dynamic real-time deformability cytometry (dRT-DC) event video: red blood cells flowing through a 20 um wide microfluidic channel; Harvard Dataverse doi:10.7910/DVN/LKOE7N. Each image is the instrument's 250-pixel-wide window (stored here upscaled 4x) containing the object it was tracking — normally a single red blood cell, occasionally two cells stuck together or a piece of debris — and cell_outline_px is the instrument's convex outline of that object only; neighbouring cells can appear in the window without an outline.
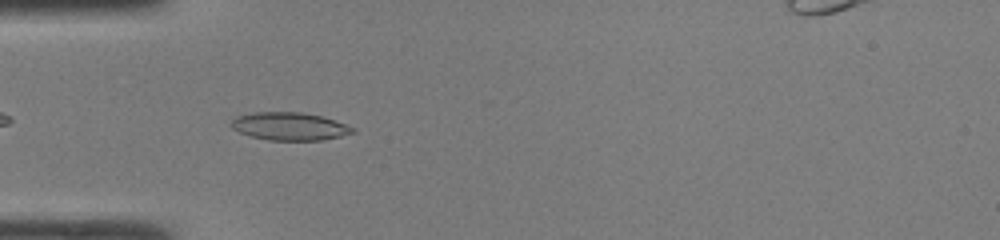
{"species": "common noctule bat (a hibernating species)", "species_latin": "Nyctalus noctula", "temperature_condition": "room temperature", "stored_images_in_passage": 36, "camera_frame_rate_fps": 3000, "um_per_image_px": 0.085, "animal": {"sex": "male", "body_mass_g": 19.0, "forearm_length_mm": 50.8}, "frame": {"image": 1, "passage_image": 3, "time_ms": 0.667, "image_size_px": [1000, 240], "cell_outline_px": [[356, 132], [340, 136], [320, 140], [268, 140], [252, 136], [240, 132], [232, 128], [228, 124], [236, 116], [256, 112], [300, 112], [320, 116], [356, 128]], "centroid_in_image_um": [24.58, 10.74], "position_along_channel_um": 60.4, "area_um2": 19.54}}
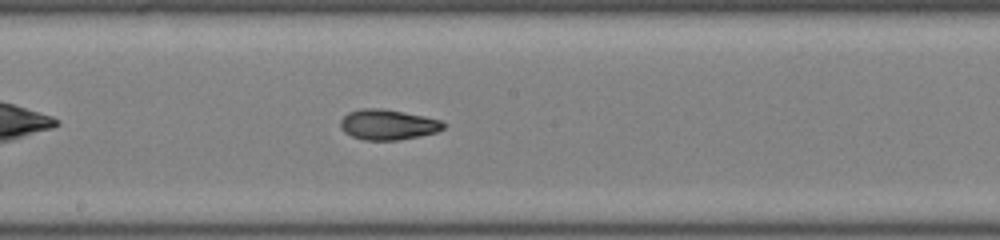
{"frame": {"image": 2, "passage_image": 14, "time_ms": 4.333, "image_size_px": [1000, 240], "cell_outline_px": [[448, 124], [444, 128], [436, 132], [420, 136], [400, 140], [364, 140], [352, 136], [344, 132], [340, 128], [340, 120], [348, 112], [360, 108], [380, 108], [404, 112], [424, 116], [440, 120]], "centroid_in_image_um": [32.97, 10.59], "position_along_channel_um": 215.2, "area_um2": 18.38}}
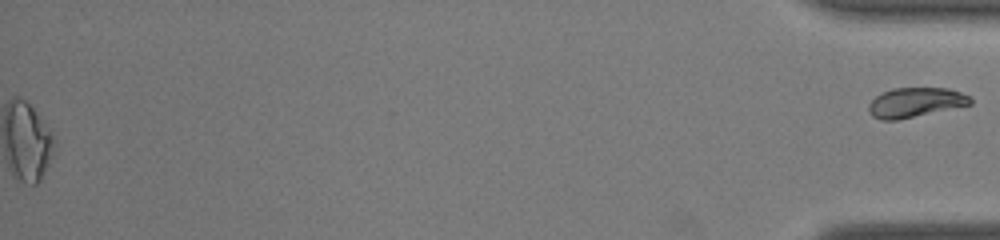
{"frame": {"image": 3, "passage_image": 36, "time_ms": 11.667, "image_size_px": [1000, 240], "cell_outline_px": [[972, 104], [896, 120], [880, 120], [872, 116], [868, 112], [868, 104], [876, 96], [892, 88], [948, 88], [972, 96]], "centroid_in_image_um": [77.8, 8.7], "position_along_channel_um": 357.4, "area_um2": 17.51}}